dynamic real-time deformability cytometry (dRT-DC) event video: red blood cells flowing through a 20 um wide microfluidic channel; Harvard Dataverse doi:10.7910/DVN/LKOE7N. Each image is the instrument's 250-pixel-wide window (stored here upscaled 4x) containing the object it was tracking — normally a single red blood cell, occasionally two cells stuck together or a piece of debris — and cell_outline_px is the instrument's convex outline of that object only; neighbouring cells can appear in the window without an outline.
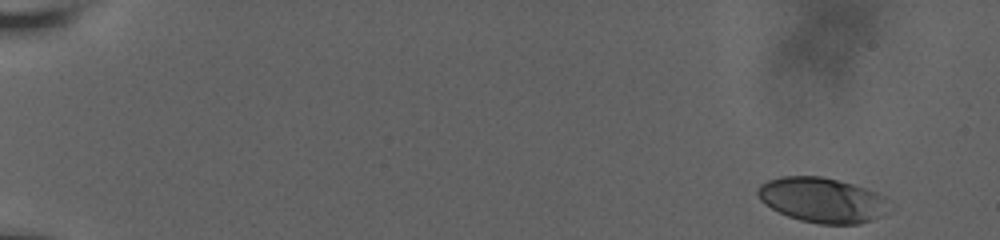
{"species": "human", "species_latin": "Homo sapiens", "temperature_condition": "room temperature", "stored_images_in_passage": 16, "camera_frame_rate_fps": 3000, "um_per_image_px": 0.085, "donor": {"sex": "male"}, "frame": {"image": 1, "passage_image": 1, "time_ms": 0.0, "image_size_px": [1000, 240], "cell_outline_px": [[884, 216], [860, 224], [820, 224], [800, 220], [788, 216], [764, 204], [760, 200], [756, 192], [756, 188], [760, 184], [768, 180], [780, 176], [820, 176], [852, 184], [876, 192], [884, 196]], "centroid_in_image_um": [69.82, 17.0], "position_along_channel_um": 15.2, "area_um2": 34.16}}
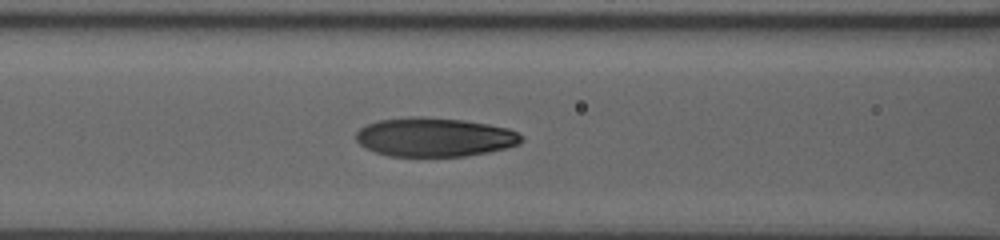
{"frame": {"image": 2, "passage_image": 14, "time_ms": 8.0, "image_size_px": [1000, 240], "cell_outline_px": [[524, 140], [520, 144], [508, 148], [488, 152], [464, 156], [388, 156], [364, 148], [356, 140], [356, 132], [360, 128], [376, 120], [408, 116], [420, 116], [464, 120], [488, 124], [508, 128], [520, 132], [524, 136]], "centroid_in_image_um": [36.96, 11.65], "position_along_channel_um": 129.6, "area_um2": 38.03}}
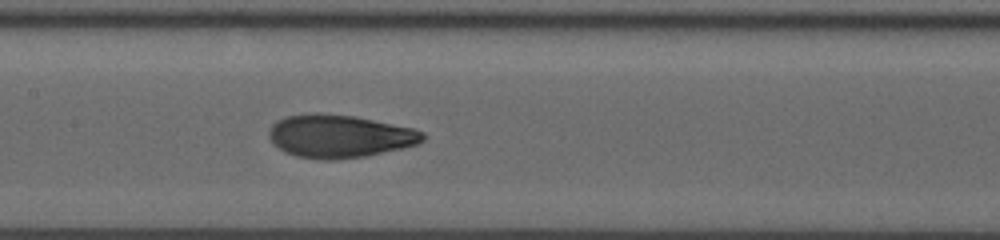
{"frame": {"image": 3, "passage_image": 16, "time_ms": 9.333, "image_size_px": [1000, 240], "cell_outline_px": [[428, 136], [424, 140], [416, 144], [400, 148], [364, 156], [332, 160], [324, 160], [296, 156], [284, 152], [272, 144], [268, 136], [268, 132], [272, 124], [276, 120], [288, 116], [308, 112], [320, 112], [352, 116], [412, 128], [424, 132]], "centroid_in_image_um": [28.79, 11.57], "position_along_channel_um": 178.6, "area_um2": 38.55}}